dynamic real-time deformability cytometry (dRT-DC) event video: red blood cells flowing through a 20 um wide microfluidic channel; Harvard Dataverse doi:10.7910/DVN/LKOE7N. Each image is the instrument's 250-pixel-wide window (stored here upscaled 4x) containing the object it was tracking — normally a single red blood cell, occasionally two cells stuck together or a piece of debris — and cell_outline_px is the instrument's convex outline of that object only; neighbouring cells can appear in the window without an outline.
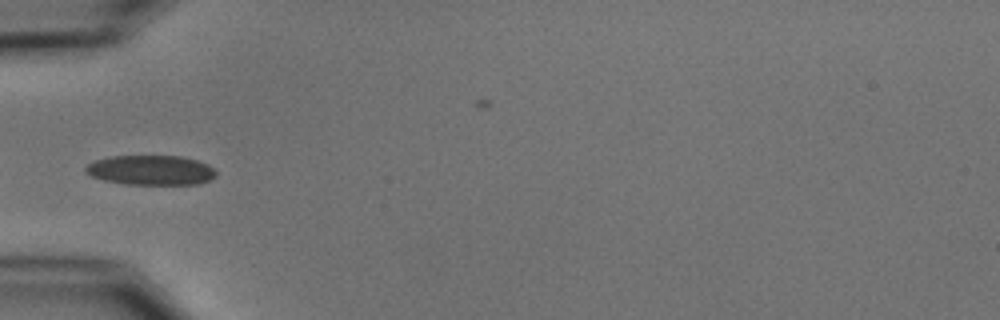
{"species": "common noctule bat (a hibernating species)", "species_latin": "Nyctalus noctula", "temperature_condition": "cold", "stored_images_in_passage": 8, "camera_frame_rate_fps": 3000, "um_per_image_px": 0.085, "animal": {"sex": "male", "body_mass_g": 15.6}, "frame": {"image": 1, "passage_image": 1, "time_ms": 0.0, "image_size_px": [1000, 320], "cell_outline_px": [[216, 176], [200, 184], [128, 184], [104, 180], [92, 176], [84, 172], [84, 168], [88, 164], [96, 160], [112, 156], [180, 156], [196, 160], [208, 164], [216, 172]], "centroid_in_image_um": [12.82, 14.46], "position_along_channel_um": 72.2, "area_um2": 22.48}}